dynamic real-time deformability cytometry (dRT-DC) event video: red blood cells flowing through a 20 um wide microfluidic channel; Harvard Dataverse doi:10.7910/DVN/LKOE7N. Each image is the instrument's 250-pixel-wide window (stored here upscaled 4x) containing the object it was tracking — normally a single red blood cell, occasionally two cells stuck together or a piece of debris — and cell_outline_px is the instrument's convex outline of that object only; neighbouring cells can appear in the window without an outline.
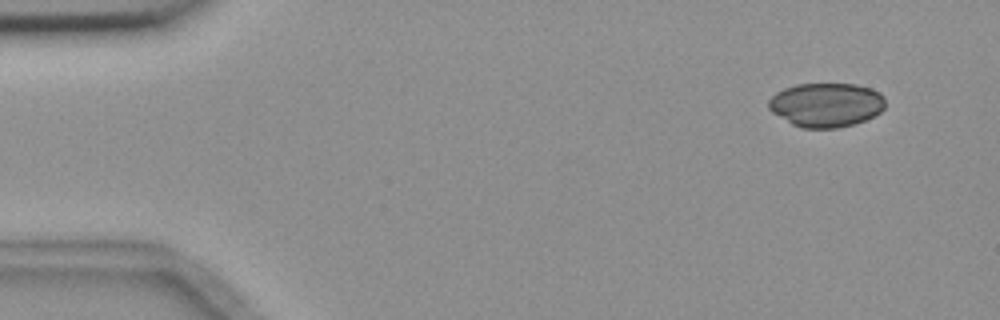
{"species": "common noctule bat (a hibernating species)", "species_latin": "Nyctalus noctula", "temperature_condition": "room temperature", "stored_images_in_passage": 6, "camera_frame_rate_fps": 3000, "um_per_image_px": 0.085, "animal": {"sex": "female", "body_mass_g": 18.4}, "frame": {"image": 1, "passage_image": 1, "time_ms": 0.0, "image_size_px": [1000, 320], "cell_outline_px": [[884, 108], [880, 112], [864, 120], [852, 124], [836, 128], [804, 128], [792, 124], [772, 112], [768, 108], [768, 100], [776, 92], [784, 88], [796, 84], [856, 84], [880, 92], [884, 96]], "centroid_in_image_um": [70.2, 8.9], "position_along_channel_um": 14.8, "area_um2": 29.88}}